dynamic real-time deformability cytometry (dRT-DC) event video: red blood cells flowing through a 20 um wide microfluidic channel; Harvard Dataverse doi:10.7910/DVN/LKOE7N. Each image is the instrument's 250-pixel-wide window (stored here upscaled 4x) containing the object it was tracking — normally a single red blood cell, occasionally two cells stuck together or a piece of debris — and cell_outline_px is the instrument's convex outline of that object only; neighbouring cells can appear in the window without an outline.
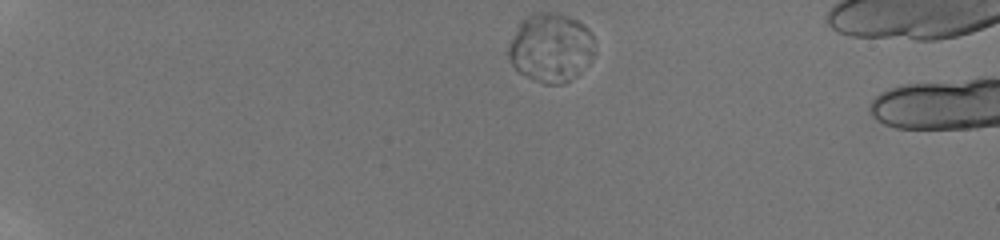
{"species": "human", "species_latin": "Homo sapiens", "temperature_condition": "room temperature", "stored_images_in_passage": 5, "camera_frame_rate_fps": 3000, "um_per_image_px": 0.085, "donor": {"sex": "male"}, "frame": {"image": 1, "passage_image": 1, "time_ms": 0.0, "image_size_px": [1000, 240], "cell_outline_px": [[592, 56], [588, 64], [576, 76], [564, 84], [544, 84], [520, 72], [512, 64], [508, 56], [508, 48], [520, 24], [528, 16], [536, 12], [552, 12], [576, 20], [584, 24], [592, 32]], "centroid_in_image_um": [46.83, 4.07], "position_along_channel_um": 38.2, "area_um2": 33.93}}